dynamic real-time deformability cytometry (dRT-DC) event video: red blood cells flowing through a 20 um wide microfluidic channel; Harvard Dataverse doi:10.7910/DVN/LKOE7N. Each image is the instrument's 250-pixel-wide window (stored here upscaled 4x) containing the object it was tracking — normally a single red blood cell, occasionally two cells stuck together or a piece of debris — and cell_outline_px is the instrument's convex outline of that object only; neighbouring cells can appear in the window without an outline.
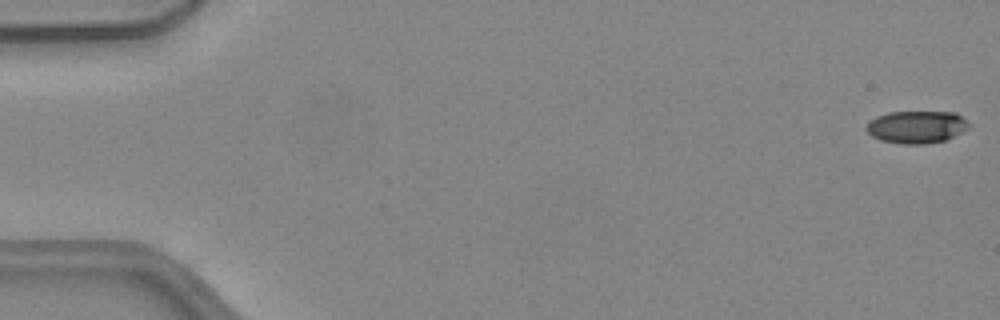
{"species": "common noctule bat (a hibernating species)", "species_latin": "Nyctalus noctula", "temperature_condition": "warm", "stored_images_in_passage": 51, "camera_frame_rate_fps": 3000, "um_per_image_px": 0.085, "animal": {"sex": "female", "body_mass_g": 24.6, "forearm_length_mm": 56.2}, "frame": {"image": 1, "passage_image": 1, "time_ms": 0.0, "image_size_px": [1000, 320], "cell_outline_px": [[968, 128], [944, 140], [924, 144], [904, 144], [880, 140], [872, 136], [864, 128], [876, 116], [888, 112], [956, 112], [968, 120]], "centroid_in_image_um": [77.9, 10.78], "position_along_channel_um": 7.1, "area_um2": 19.25}}
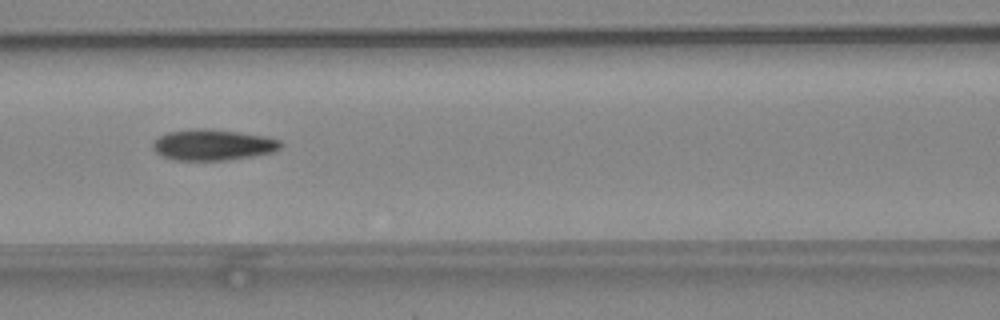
{"frame": {"image": 2, "passage_image": 23, "time_ms": 7.333, "image_size_px": [1000, 320], "cell_outline_px": [[284, 144], [280, 148], [272, 152], [252, 156], [228, 160], [172, 160], [156, 152], [152, 148], [152, 144], [160, 136], [168, 132], [196, 128], [204, 128], [236, 132], [264, 136], [280, 140]], "centroid_in_image_um": [18.09, 12.32], "position_along_channel_um": 148.5, "area_um2": 22.89}}
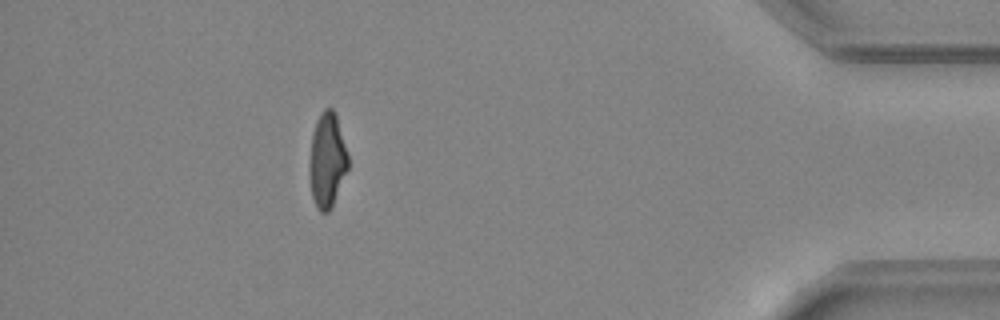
{"frame": {"image": 3, "passage_image": 46, "time_ms": 15.0, "image_size_px": [1000, 320], "cell_outline_px": [[348, 168], [332, 208], [328, 212], [320, 212], [316, 208], [312, 196], [308, 168], [308, 164], [312, 136], [316, 120], [320, 112], [324, 108], [332, 108], [336, 112], [348, 156]], "centroid_in_image_um": [27.8, 13.62], "position_along_channel_um": 407.4, "area_um2": 21.62}, "authors_computed_cell_mechanics": {"area_um2": 22.1374, "velocity_mm_per_s": 4.0709, "shape_relaxation_time_tau1_ms": 10.4185, "shape_relaxation_time_tau2_ms": 2.905, "deformation_change_tau1": 0.2674, "deformation_change_tau2": 0.1056}}